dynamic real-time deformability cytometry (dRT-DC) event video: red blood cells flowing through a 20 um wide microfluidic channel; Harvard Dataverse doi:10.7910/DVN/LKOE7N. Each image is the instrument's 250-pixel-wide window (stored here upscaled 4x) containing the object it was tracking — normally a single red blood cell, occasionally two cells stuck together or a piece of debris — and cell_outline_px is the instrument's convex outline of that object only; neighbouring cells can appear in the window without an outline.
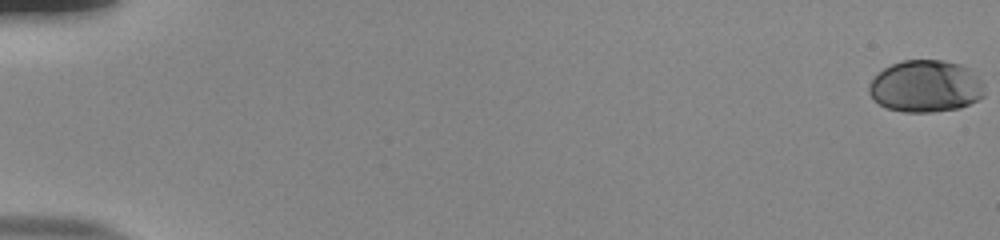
{"species": "human", "species_latin": "Homo sapiens", "temperature_condition": "room temperature", "stored_images_in_passage": 10, "camera_frame_rate_fps": 3000, "um_per_image_px": 0.085, "donor": {"sex": "male"}, "frame": {"image": 1, "passage_image": 1, "time_ms": 0.0, "image_size_px": [1000, 240], "cell_outline_px": [[984, 96], [960, 108], [932, 112], [904, 112], [888, 108], [880, 104], [868, 92], [868, 84], [884, 68], [892, 64], [904, 60], [944, 60], [960, 64], [968, 68], [984, 84]], "centroid_in_image_um": [78.69, 7.33], "position_along_channel_um": 6.3, "area_um2": 34.85}}